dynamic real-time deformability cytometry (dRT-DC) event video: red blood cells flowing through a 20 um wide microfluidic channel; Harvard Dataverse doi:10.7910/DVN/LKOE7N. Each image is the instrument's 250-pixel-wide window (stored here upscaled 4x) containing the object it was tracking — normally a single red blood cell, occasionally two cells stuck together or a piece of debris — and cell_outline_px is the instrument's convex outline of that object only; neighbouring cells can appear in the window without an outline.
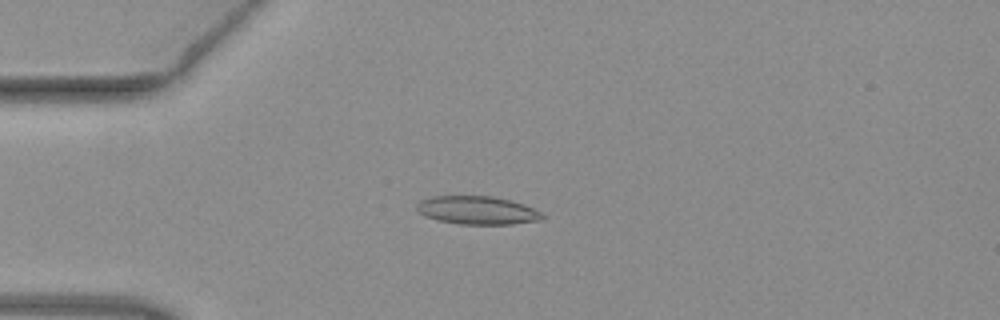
{"species": "common noctule bat (a hibernating species)", "species_latin": "Nyctalus noctula", "temperature_condition": "warm", "stored_images_in_passage": 43, "camera_frame_rate_fps": 3000, "um_per_image_px": 0.085, "animal": {"sex": "female", "body_mass_g": 19.3, "forearm_length_mm": 54.1}, "frame": {"image": 1, "passage_image": 12, "time_ms": 3.667, "image_size_px": [1000, 320], "cell_outline_px": [[544, 216], [540, 220], [512, 224], [460, 224], [436, 220], [424, 216], [416, 208], [416, 204], [420, 200], [432, 196], [492, 196], [512, 200], [524, 204], [540, 212]], "centroid_in_image_um": [40.54, 17.87], "position_along_channel_um": 44.5, "area_um2": 20.69}}
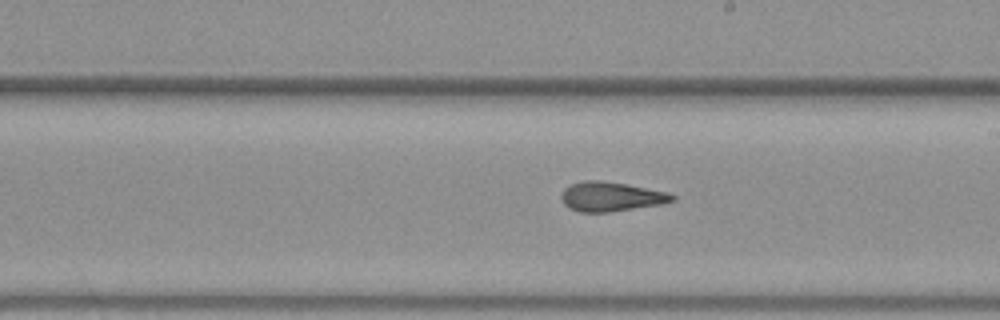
{"frame": {"image": 2, "passage_image": 28, "time_ms": 9.0, "image_size_px": [1000, 320], "cell_outline_px": [[676, 200], [664, 204], [612, 212], [580, 212], [568, 208], [564, 204], [560, 196], [560, 192], [564, 188], [572, 184], [584, 180], [600, 180], [624, 184], [668, 192], [676, 196]], "centroid_in_image_um": [51.94, 16.72], "position_along_channel_um": 237.1, "area_um2": 19.25}}
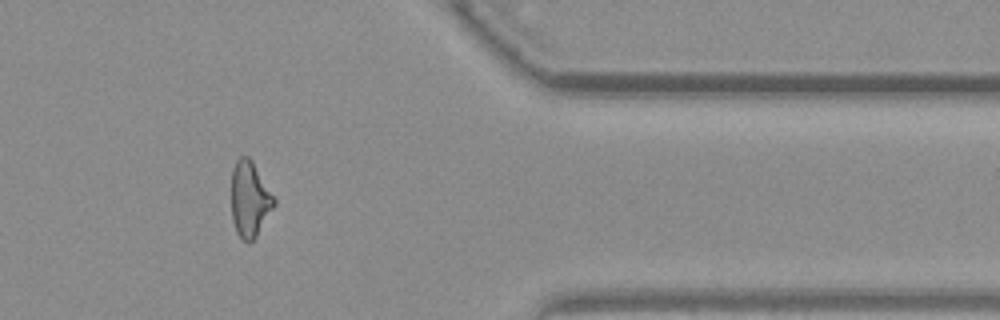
{"frame": {"image": 3, "passage_image": 41, "time_ms": 13.333, "image_size_px": [1000, 320], "cell_outline_px": [[276, 204], [256, 236], [248, 244], [236, 232], [232, 220], [232, 168], [236, 160], [240, 156], [248, 156], [252, 160], [276, 200]], "centroid_in_image_um": [21.22, 16.92], "position_along_channel_um": 390.2, "area_um2": 18.73}, "authors_computed_cell_mechanics": {"area_um2": 19.8832, "velocity_mm_per_s": 4.0282, "shape_relaxation_time_tau1_ms": null, "shape_relaxation_time_tau2_ms": 1.6758, "deformation_change_tau1": null, "deformation_change_tau2": 0.1096}}